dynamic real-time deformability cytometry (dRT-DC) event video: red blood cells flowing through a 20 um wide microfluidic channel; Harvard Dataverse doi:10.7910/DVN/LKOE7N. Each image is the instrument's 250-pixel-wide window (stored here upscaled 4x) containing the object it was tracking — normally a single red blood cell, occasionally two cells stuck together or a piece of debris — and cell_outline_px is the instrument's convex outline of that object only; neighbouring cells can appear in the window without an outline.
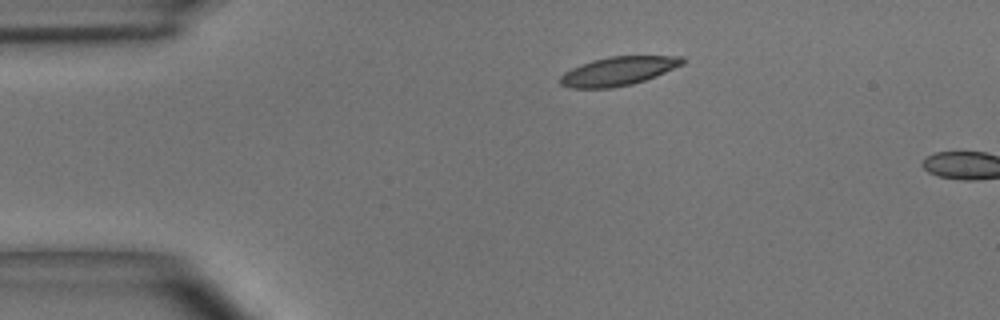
{"species": "common noctule bat (a hibernating species)", "species_latin": "Nyctalus noctula", "temperature_condition": "room temperature", "stored_images_in_passage": 2, "camera_frame_rate_fps": 3000, "um_per_image_px": 0.085, "animal": {"sex": "male", "body_mass_g": 15.6}, "frame": {"image": 1, "passage_image": 1, "time_ms": 0.0, "image_size_px": [1000, 320], "cell_outline_px": [[684, 64], [656, 76], [632, 84], [612, 88], [572, 88], [560, 84], [560, 76], [564, 72], [580, 64], [592, 60], [608, 56], [684, 56]], "centroid_in_image_um": [52.55, 6.04], "position_along_channel_um": 32.5, "area_um2": 20.52}}